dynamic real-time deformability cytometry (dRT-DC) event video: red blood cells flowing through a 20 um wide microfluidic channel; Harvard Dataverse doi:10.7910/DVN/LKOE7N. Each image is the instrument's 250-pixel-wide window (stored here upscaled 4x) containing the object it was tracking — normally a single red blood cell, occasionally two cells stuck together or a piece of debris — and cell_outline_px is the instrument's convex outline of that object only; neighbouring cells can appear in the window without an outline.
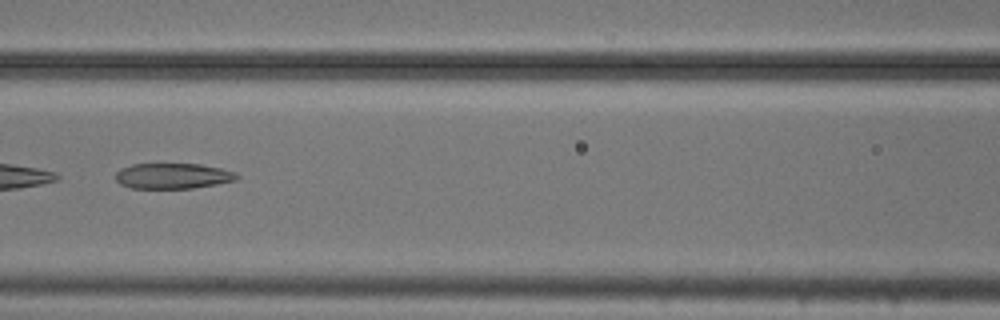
{"species": "common noctule bat (a hibernating species)", "species_latin": "Nyctalus noctula", "temperature_condition": "cold", "stored_images_in_passage": 52, "camera_frame_rate_fps": 3000, "um_per_image_px": 0.085, "animal": {"sex": "male", "body_mass_g": 20.5, "forearm_length_mm": 52.5}, "frame": {"image": 1, "passage_image": 23, "time_ms": 7.333, "image_size_px": [1000, 320], "cell_outline_px": [[240, 176], [236, 180], [216, 184], [192, 188], [132, 188], [120, 184], [116, 180], [116, 172], [120, 168], [132, 164], [200, 164], [220, 168], [236, 172]], "centroid_in_image_um": [14.69, 14.95], "position_along_channel_um": 151.9, "area_um2": 18.03}}